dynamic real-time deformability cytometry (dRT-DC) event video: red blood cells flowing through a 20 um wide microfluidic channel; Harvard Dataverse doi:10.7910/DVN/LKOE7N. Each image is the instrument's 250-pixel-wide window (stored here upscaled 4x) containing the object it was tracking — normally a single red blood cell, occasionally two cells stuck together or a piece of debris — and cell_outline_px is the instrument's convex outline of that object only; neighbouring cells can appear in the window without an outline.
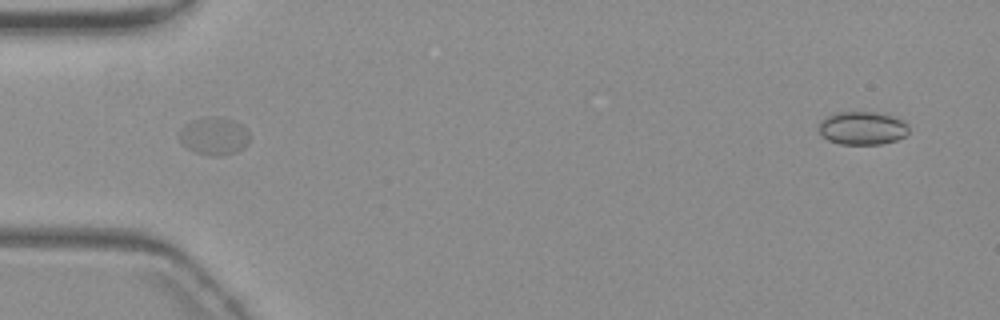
{"species": "common noctule bat (a hibernating species)", "species_latin": "Nyctalus noctula", "temperature_condition": "warm", "stored_images_in_passage": 41, "camera_frame_rate_fps": 3000, "um_per_image_px": 0.085, "animal": {"sex": "female", "body_mass_g": 19.3, "forearm_length_mm": 54.1}, "frame": {"image": 1, "passage_image": 9, "time_ms": 2.667, "image_size_px": [1000, 320], "cell_outline_px": [[252, 136], [248, 144], [244, 148], [236, 152], [220, 156], [212, 156], [196, 152], [188, 148], [180, 140], [176, 132], [184, 124], [192, 120], [208, 116], [220, 116], [232, 120], [240, 124]], "centroid_in_image_um": [18.19, 11.55], "position_along_channel_um": 66.8, "area_um2": 15.78}}
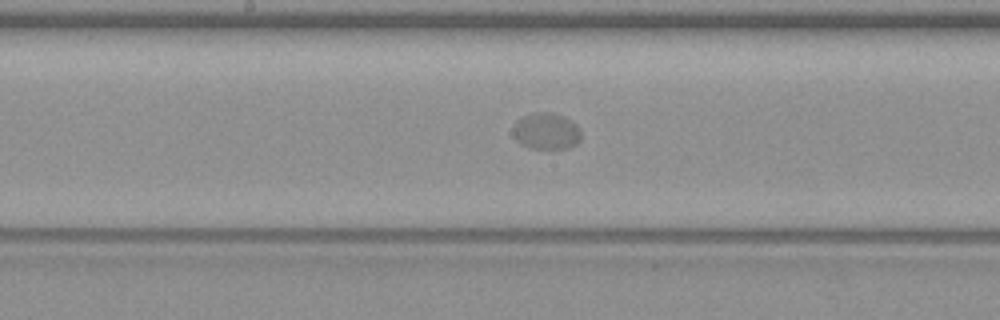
{"frame": {"image": 2, "passage_image": 20, "time_ms": 6.333, "image_size_px": [1000, 320], "cell_outline_px": [[580, 140], [576, 144], [568, 148], [528, 148], [520, 144], [512, 136], [512, 128], [516, 120], [532, 112], [548, 112], [564, 116], [572, 120], [580, 128]], "centroid_in_image_um": [46.4, 11.14], "position_along_channel_um": 201.8, "area_um2": 14.74}}
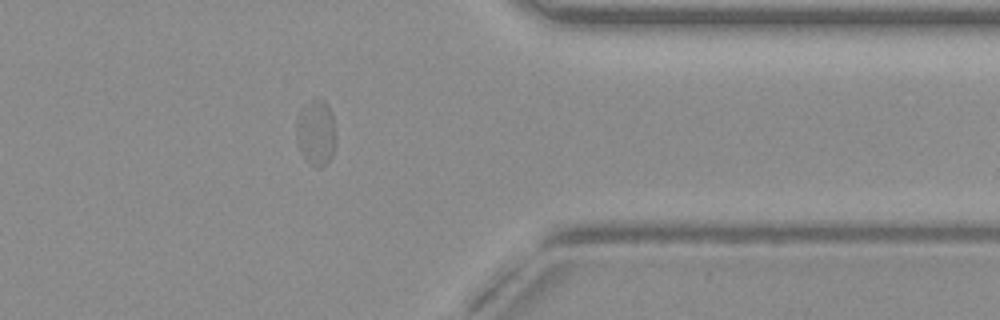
{"frame": {"image": 3, "passage_image": 36, "time_ms": 11.667, "image_size_px": [1000, 320], "cell_outline_px": [[336, 144], [332, 156], [328, 164], [320, 168], [316, 168], [308, 164], [304, 160], [300, 152], [296, 140], [296, 120], [300, 112], [312, 100], [324, 100], [328, 104], [332, 116]], "centroid_in_image_um": [26.85, 11.37], "position_along_channel_um": 384.5, "area_um2": 15.32}}